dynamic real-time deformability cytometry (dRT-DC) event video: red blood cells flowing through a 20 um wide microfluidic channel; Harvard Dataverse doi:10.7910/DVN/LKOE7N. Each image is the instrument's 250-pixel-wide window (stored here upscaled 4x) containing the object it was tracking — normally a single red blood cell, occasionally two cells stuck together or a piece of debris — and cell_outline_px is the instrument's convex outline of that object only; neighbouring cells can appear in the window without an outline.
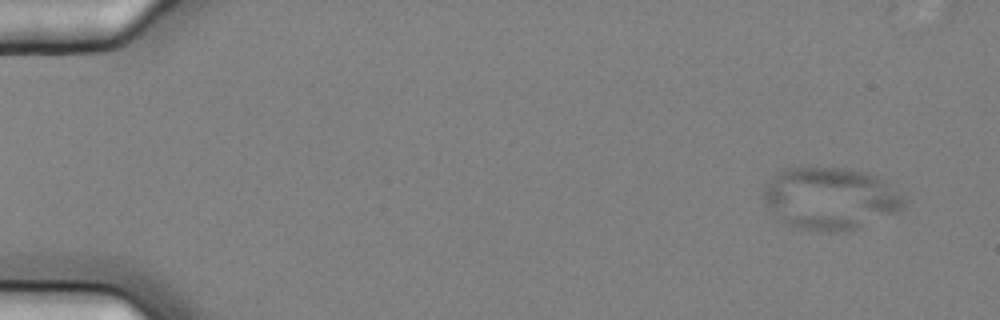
{"species": "common noctule bat (a hibernating species)", "species_latin": "Nyctalus noctula", "temperature_condition": "cold", "stored_images_in_passage": 3, "camera_frame_rate_fps": 3000, "um_per_image_px": 0.085, "animal": {"sex": "female", "body_mass_g": 25.1}, "frame": {"image": 1, "passage_image": 3, "time_ms": 0.667, "image_size_px": [1000, 320], "cell_outline_px": [[908, 204], [900, 212], [856, 228], [844, 232], [820, 232], [800, 228], [776, 220], [764, 196], [764, 184], [776, 172], [784, 168], [816, 164], [848, 168], [876, 176], [888, 180], [908, 200]], "centroid_in_image_um": [70.61, 16.82], "position_along_channel_um": 14.4, "area_um2": 52.54}}